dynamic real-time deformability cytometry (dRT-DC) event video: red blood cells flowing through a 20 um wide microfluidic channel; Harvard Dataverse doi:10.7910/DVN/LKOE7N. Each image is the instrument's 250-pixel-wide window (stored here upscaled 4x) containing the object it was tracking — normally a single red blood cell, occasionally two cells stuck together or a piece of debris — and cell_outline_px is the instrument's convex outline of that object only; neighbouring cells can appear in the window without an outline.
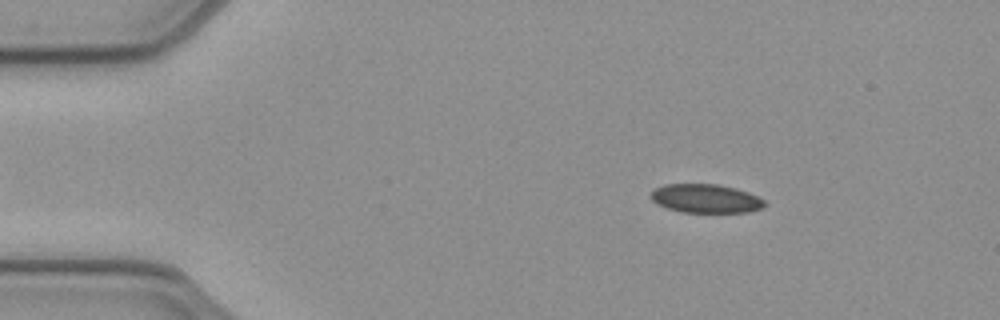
{"species": "common noctule bat (a hibernating species)", "species_latin": "Nyctalus noctula", "temperature_condition": "cold", "stored_images_in_passage": 52, "camera_frame_rate_fps": 3000, "um_per_image_px": 0.085, "animal": {"sex": "female", "body_mass_g": 21.9}, "frame": {"image": 1, "passage_image": 8, "time_ms": 2.333, "image_size_px": [1000, 320], "cell_outline_px": [[768, 204], [764, 208], [748, 212], [680, 212], [656, 204], [648, 196], [656, 188], [664, 184], [716, 184], [736, 188], [748, 192], [764, 200]], "centroid_in_image_um": [59.99, 16.88], "position_along_channel_um": 25.0, "area_um2": 19.19}}
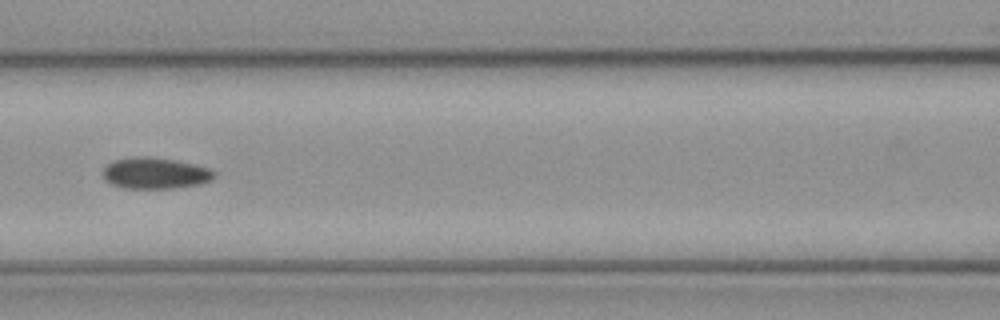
{"frame": {"image": 2, "passage_image": 23, "time_ms": 7.333, "image_size_px": [1000, 320], "cell_outline_px": [[216, 176], [212, 180], [200, 184], [172, 188], [124, 188], [112, 184], [104, 180], [104, 168], [108, 164], [116, 160], [140, 156], [148, 156], [176, 160], [208, 168], [216, 172]], "centroid_in_image_um": [13.22, 14.72], "position_along_channel_um": 153.4, "area_um2": 20.11}}
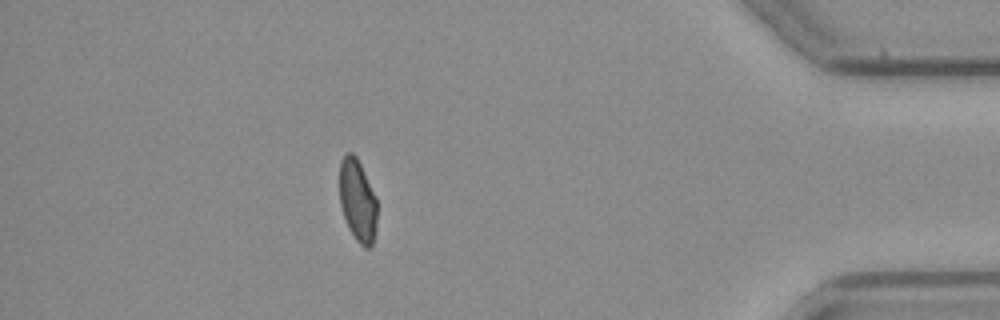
{"frame": {"image": 3, "passage_image": 46, "time_ms": 15.0, "image_size_px": [1000, 320], "cell_outline_px": [[376, 228], [372, 244], [368, 248], [364, 248], [356, 240], [348, 228], [340, 204], [340, 160], [348, 152], [352, 152], [356, 156], [376, 196]], "centroid_in_image_um": [30.39, 17.05], "position_along_channel_um": 404.8, "area_um2": 17.92}, "authors_computed_cell_mechanics": {"area_um2": 19.7098, "velocity_mm_per_s": 3.9198, "shape_relaxation_time_tau1_ms": null, "shape_relaxation_time_tau2_ms": 8.4339, "deformation_change_tau1": null, "deformation_change_tau2": 0.1247}}